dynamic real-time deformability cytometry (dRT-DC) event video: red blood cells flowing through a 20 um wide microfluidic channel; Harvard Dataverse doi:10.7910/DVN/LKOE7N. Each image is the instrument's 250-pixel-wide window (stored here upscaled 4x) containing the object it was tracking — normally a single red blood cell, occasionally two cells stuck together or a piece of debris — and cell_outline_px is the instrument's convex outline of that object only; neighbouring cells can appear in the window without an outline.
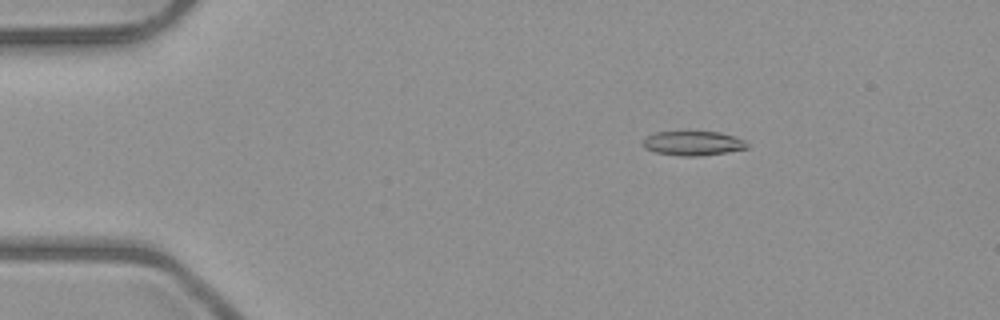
{"species": "common noctule bat (a hibernating species)", "species_latin": "Nyctalus noctula", "temperature_condition": "room temperature", "stored_images_in_passage": 4, "camera_frame_rate_fps": 3000, "um_per_image_px": 0.085, "animal": {"sex": "male", "body_mass_g": 23.1, "forearm_length_mm": 52.7}, "frame": {"image": 1, "passage_image": 3, "time_ms": 2.0, "image_size_px": [1000, 320], "cell_outline_px": [[748, 148], [728, 152], [700, 156], [680, 156], [656, 152], [644, 148], [644, 140], [648, 136], [656, 132], [720, 132], [744, 140], [748, 144]], "centroid_in_image_um": [58.93, 12.19], "position_along_channel_um": 26.1, "area_um2": 14.62}}